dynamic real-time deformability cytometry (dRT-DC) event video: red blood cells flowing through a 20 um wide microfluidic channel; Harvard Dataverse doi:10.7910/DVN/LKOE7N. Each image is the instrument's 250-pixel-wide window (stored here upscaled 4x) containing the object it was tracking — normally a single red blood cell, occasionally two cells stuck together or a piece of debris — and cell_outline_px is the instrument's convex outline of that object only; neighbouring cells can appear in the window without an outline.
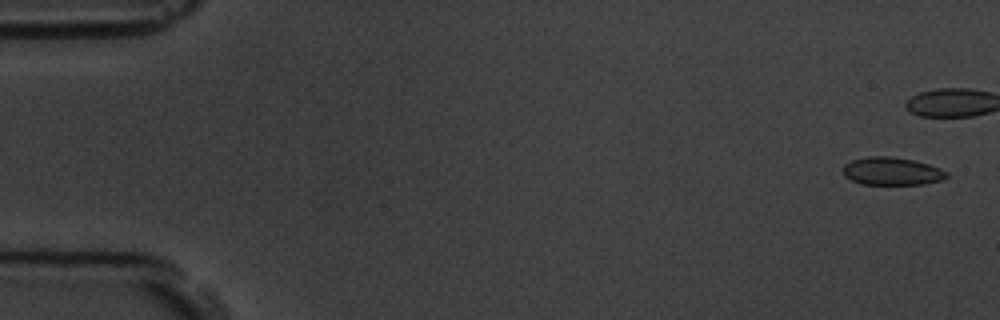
{"species": "common noctule bat (a hibernating species)", "species_latin": "Nyctalus noctula", "temperature_condition": "room temperature", "stored_images_in_passage": 7, "camera_frame_rate_fps": 3000, "um_per_image_px": 0.085, "animal": {"sex": "male", "body_mass_g": 19.5, "forearm_length_mm": 54.6}, "frame": {"image": 1, "passage_image": 1, "time_ms": 0.0, "image_size_px": [1000, 320], "cell_outline_px": [[948, 176], [940, 180], [924, 184], [860, 184], [844, 176], [844, 164], [852, 160], [868, 156], [892, 156], [916, 160], [940, 168], [948, 172]], "centroid_in_image_um": [75.81, 14.54], "position_along_channel_um": 9.2, "area_um2": 16.88}}
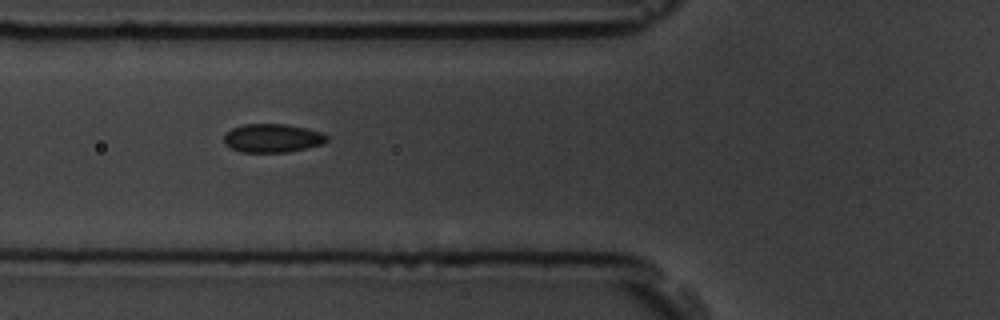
{"frame": {"image": 2, "passage_image": 7, "time_ms": 7.0, "image_size_px": [1000, 320], "cell_outline_px": [[328, 140], [324, 144], [288, 152], [240, 152], [224, 144], [224, 136], [232, 128], [244, 124], [284, 124], [304, 128], [320, 132], [328, 136]], "centroid_in_image_um": [23.16, 11.75], "position_along_channel_um": 102.6, "area_um2": 17.05}}